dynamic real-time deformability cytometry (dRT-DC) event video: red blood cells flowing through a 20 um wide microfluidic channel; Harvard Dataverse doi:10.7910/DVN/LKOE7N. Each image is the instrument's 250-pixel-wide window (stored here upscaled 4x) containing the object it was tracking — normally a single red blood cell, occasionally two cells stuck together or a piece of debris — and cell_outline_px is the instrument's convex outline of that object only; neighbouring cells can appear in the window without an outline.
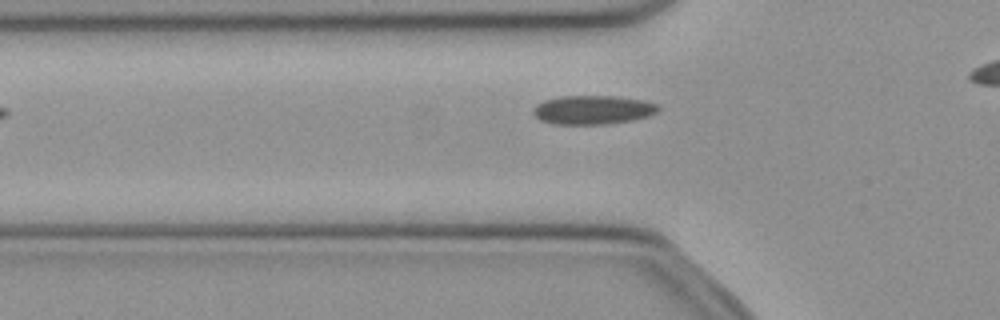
{"species": "common noctule bat (a hibernating species)", "species_latin": "Nyctalus noctula", "temperature_condition": "cold", "stored_images_in_passage": 29, "camera_frame_rate_fps": 3000, "um_per_image_px": 0.085, "animal": {"sex": "female", "body_mass_g": 21.9}, "frame": {"image": 1, "passage_image": 4, "time_ms": 1.0, "image_size_px": [1000, 320], "cell_outline_px": [[660, 108], [656, 112], [648, 116], [632, 120], [608, 124], [552, 124], [540, 120], [532, 112], [532, 108], [536, 104], [544, 100], [560, 96], [616, 96], [644, 100], [656, 104]], "centroid_in_image_um": [50.36, 9.33], "position_along_channel_um": 75.4, "area_um2": 21.15}}
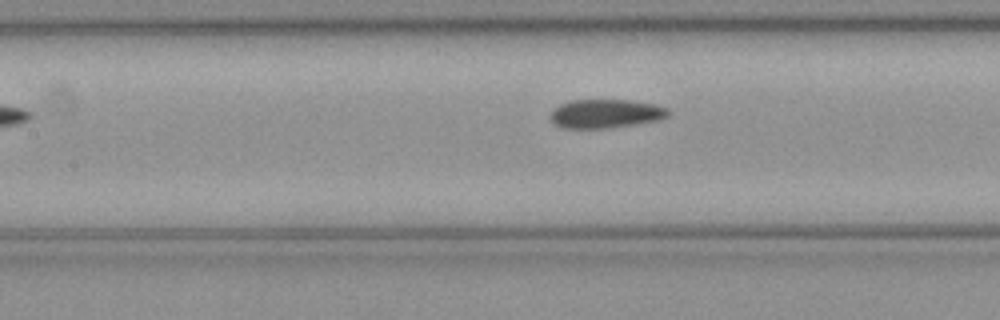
{"frame": {"image": 2, "passage_image": 10, "time_ms": 3.0, "image_size_px": [1000, 320], "cell_outline_px": [[672, 112], [668, 116], [660, 120], [612, 128], [560, 128], [552, 120], [552, 108], [560, 104], [572, 100], [628, 100], [656, 104], [668, 108]], "centroid_in_image_um": [51.53, 9.66], "position_along_channel_um": 155.9, "area_um2": 19.94}}
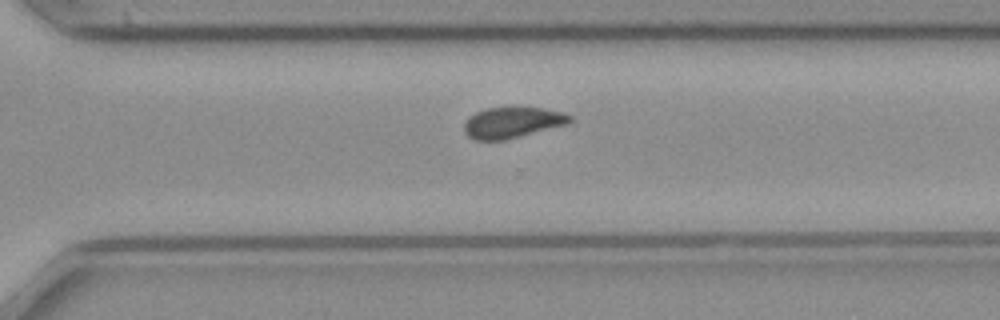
{"frame": {"image": 3, "passage_image": 23, "time_ms": 7.333, "image_size_px": [1000, 320], "cell_outline_px": [[572, 120], [568, 124], [504, 140], [476, 140], [468, 136], [464, 132], [464, 124], [468, 116], [476, 112], [488, 108], [540, 108], [564, 112], [572, 116]], "centroid_in_image_um": [43.54, 10.42], "position_along_channel_um": 327.1, "area_um2": 18.9}}